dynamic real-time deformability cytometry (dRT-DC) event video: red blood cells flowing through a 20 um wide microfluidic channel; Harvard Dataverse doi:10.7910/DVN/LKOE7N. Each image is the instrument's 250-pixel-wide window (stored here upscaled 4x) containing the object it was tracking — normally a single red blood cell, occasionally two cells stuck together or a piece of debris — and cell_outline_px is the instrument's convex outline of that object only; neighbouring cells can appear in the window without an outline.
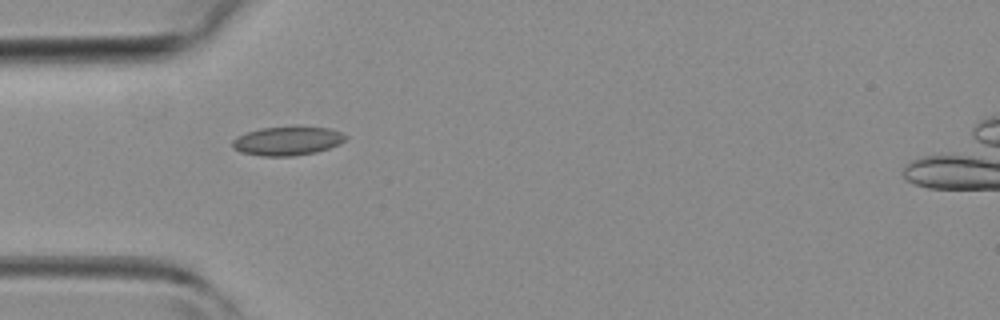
{"species": "common noctule bat (a hibernating species)", "species_latin": "Nyctalus noctula", "temperature_condition": "room temperature", "stored_images_in_passage": 31, "camera_frame_rate_fps": 3000, "um_per_image_px": 0.085, "animal": {"sex": "female", "body_mass_g": 19.3, "forearm_length_mm": 54.1}, "frame": {"image": 1, "passage_image": 1, "time_ms": 0.0, "image_size_px": [1000, 320], "cell_outline_px": [[348, 136], [340, 144], [316, 152], [292, 156], [264, 156], [240, 152], [232, 148], [232, 140], [236, 136], [260, 128], [296, 124], [328, 128], [340, 132]], "centroid_in_image_um": [24.42, 11.94], "position_along_channel_um": 60.6, "area_um2": 19.59}}
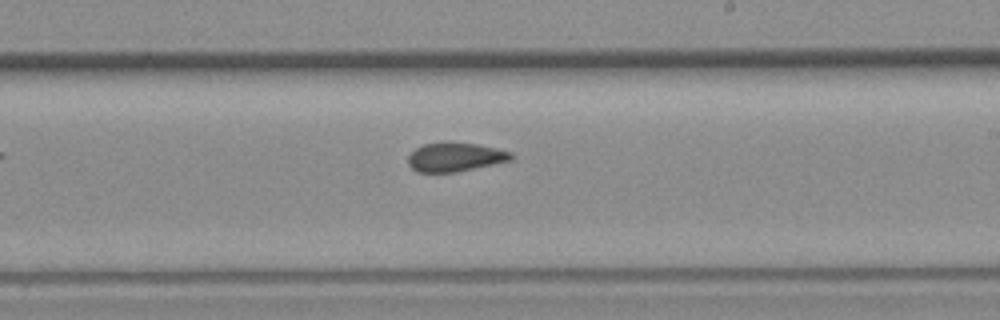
{"frame": {"image": 2, "passage_image": 13, "time_ms": 4.0, "image_size_px": [1000, 320], "cell_outline_px": [[512, 160], [456, 172], [416, 172], [408, 164], [408, 156], [416, 148], [424, 144], [448, 140], [476, 144], [496, 148], [512, 152]], "centroid_in_image_um": [38.67, 13.33], "position_along_channel_um": 250.3, "area_um2": 17.57}}
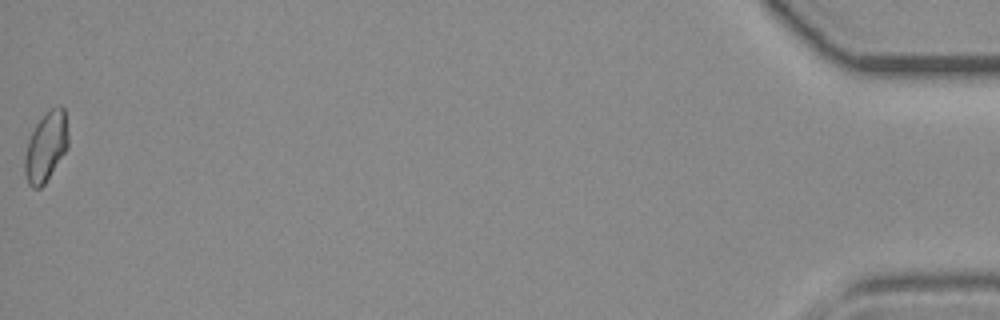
{"frame": {"image": 3, "passage_image": 31, "time_ms": 10.0, "image_size_px": [1000, 320], "cell_outline_px": [[68, 148], [44, 184], [40, 188], [32, 188], [28, 184], [24, 172], [24, 156], [28, 140], [36, 124], [48, 108], [60, 104], [64, 108], [68, 132]], "centroid_in_image_um": [3.91, 12.44], "position_along_channel_um": 431.3, "area_um2": 17.86}}